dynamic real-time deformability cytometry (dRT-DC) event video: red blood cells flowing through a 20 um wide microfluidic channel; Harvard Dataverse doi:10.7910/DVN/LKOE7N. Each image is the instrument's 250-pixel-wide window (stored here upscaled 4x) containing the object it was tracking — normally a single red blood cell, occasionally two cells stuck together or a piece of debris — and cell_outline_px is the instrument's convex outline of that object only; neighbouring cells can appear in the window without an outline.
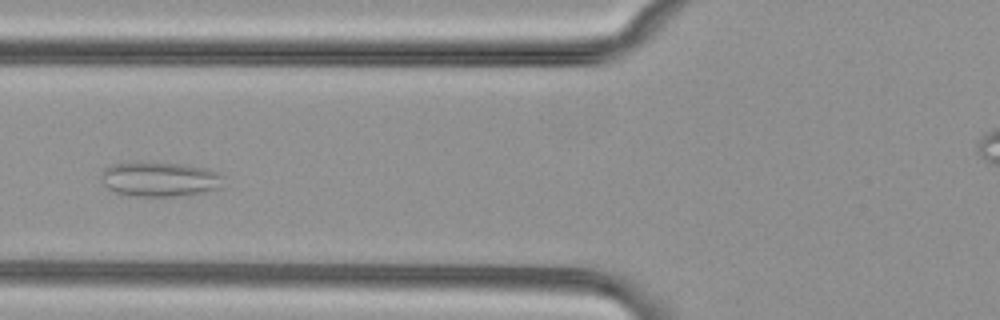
{"species": "common noctule bat (a hibernating species)", "species_latin": "Nyctalus noctula", "temperature_condition": "cold", "stored_images_in_passage": 31, "camera_frame_rate_fps": 3000, "um_per_image_px": 0.085, "animal": {"sex": "female", "body_mass_g": 29.2, "forearm_length_mm": 56.3}, "frame": {"image": 1, "passage_image": 10, "time_ms": 3.0, "image_size_px": [1000, 320], "cell_outline_px": [[224, 188], [200, 192], [172, 196], [128, 196], [116, 192], [108, 188], [100, 180], [100, 172], [104, 168], [112, 164], [136, 160], [184, 164], [204, 168], [216, 172], [224, 176]], "centroid_in_image_um": [13.53, 15.2], "position_along_channel_um": 112.3, "area_um2": 25.37}}
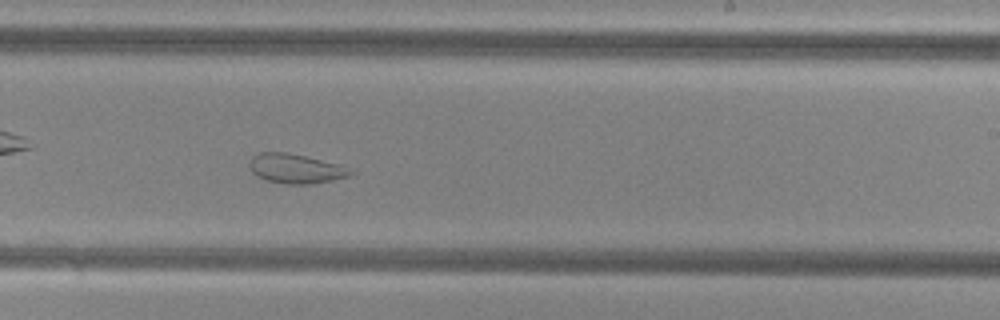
{"frame": {"image": 2, "passage_image": 22, "time_ms": 7.0, "image_size_px": [1000, 320], "cell_outline_px": [[356, 172], [348, 176], [332, 180], [312, 184], [284, 184], [264, 180], [252, 172], [252, 156], [260, 152], [284, 152], [304, 156], [340, 164]], "centroid_in_image_um": [25.17, 14.34], "position_along_channel_um": 263.8, "area_um2": 17.17}, "authors_computed_cell_mechanics": {"area_um2": 20.9814, "velocity_mm_per_s": 3.7993, "shape_relaxation_time_tau1_ms": null, "shape_relaxation_time_tau2_ms": 1.1527, "deformation_change_tau1": null, "deformation_change_tau2": 0.0735}}